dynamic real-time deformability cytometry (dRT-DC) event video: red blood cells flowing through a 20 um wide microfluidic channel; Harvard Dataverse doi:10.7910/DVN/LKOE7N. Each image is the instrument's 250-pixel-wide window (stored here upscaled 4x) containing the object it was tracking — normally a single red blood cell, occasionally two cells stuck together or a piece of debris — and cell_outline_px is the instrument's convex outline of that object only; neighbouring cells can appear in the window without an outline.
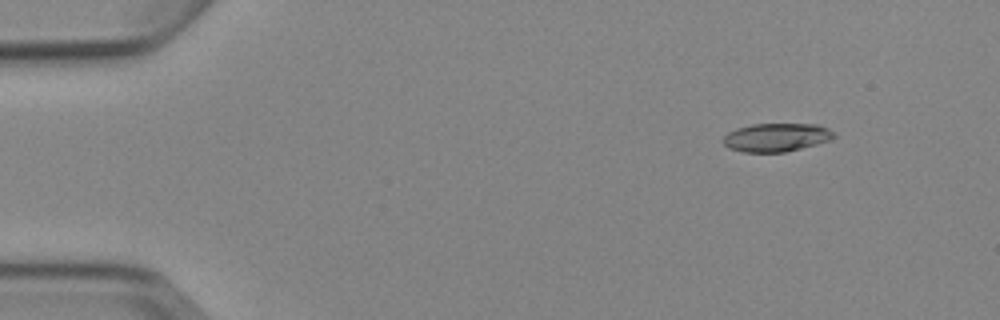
{"species": "Egyptian fruit bat (a non-hibernating species)", "species_latin": "Rousettus aegyptiacus", "temperature_condition": "cold", "stored_images_in_passage": 3, "camera_frame_rate_fps": 3000, "um_per_image_px": 0.085, "animal": {"sex": "female"}, "frame": {"image": 1, "passage_image": 1, "time_ms": 0.0, "image_size_px": [1000, 320], "cell_outline_px": [[836, 136], [828, 140], [816, 144], [784, 152], [744, 152], [728, 148], [720, 140], [728, 132], [736, 128], [752, 124], [816, 124], [828, 128]], "centroid_in_image_um": [65.93, 11.67], "position_along_channel_um": 19.1, "area_um2": 18.26}}
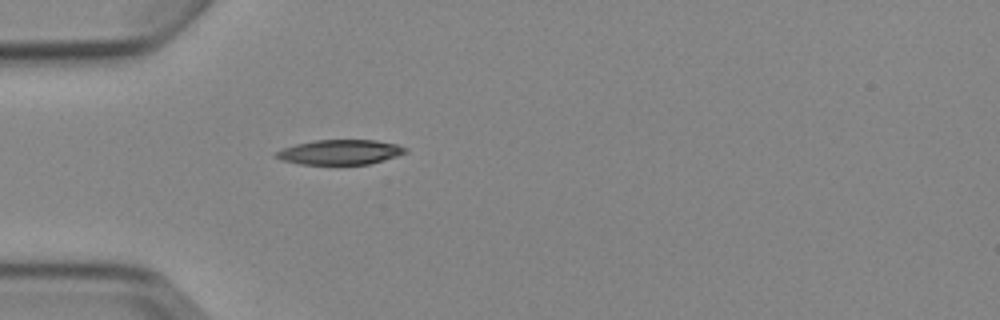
{"frame": {"image": 2, "passage_image": 3, "time_ms": 3.333, "image_size_px": [1000, 320], "cell_outline_px": [[408, 152], [396, 156], [368, 164], [300, 164], [280, 160], [276, 156], [276, 152], [284, 148], [296, 144], [316, 140], [376, 140], [396, 144], [408, 148]], "centroid_in_image_um": [28.92, 12.93], "position_along_channel_um": 56.1, "area_um2": 18.55}}